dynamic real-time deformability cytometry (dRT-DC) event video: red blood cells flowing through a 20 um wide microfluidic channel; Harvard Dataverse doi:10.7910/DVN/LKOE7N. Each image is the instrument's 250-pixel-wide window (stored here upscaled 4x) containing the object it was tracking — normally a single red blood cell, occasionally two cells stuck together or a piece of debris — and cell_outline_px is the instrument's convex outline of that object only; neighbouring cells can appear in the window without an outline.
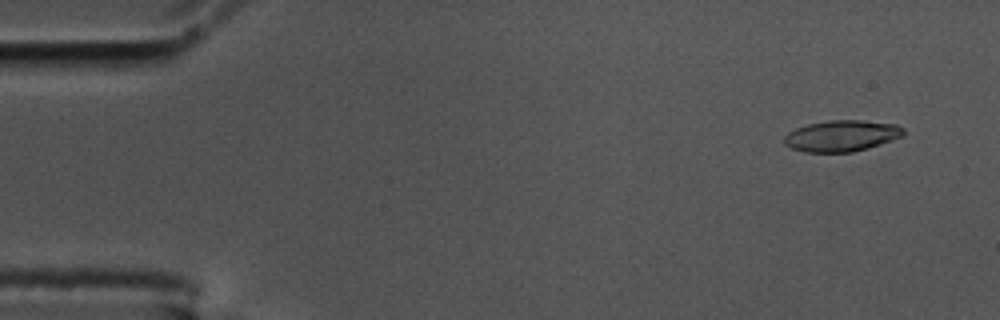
{"species": "common noctule bat (a hibernating species)", "species_latin": "Nyctalus noctula", "temperature_condition": "cold", "stored_images_in_passage": 58, "camera_frame_rate_fps": 3000, "um_per_image_px": 0.085, "animal": {"sex": "male", "body_mass_g": 17.5, "forearm_length_mm": 52.3}, "frame": {"image": 1, "passage_image": 4, "time_ms": 1.0, "image_size_px": [1000, 320], "cell_outline_px": [[904, 136], [868, 148], [852, 152], [804, 152], [792, 148], [784, 144], [784, 136], [788, 132], [796, 128], [808, 124], [828, 120], [860, 120], [896, 124], [904, 128]], "centroid_in_image_um": [71.54, 11.54], "position_along_channel_um": 13.5, "area_um2": 21.73}}
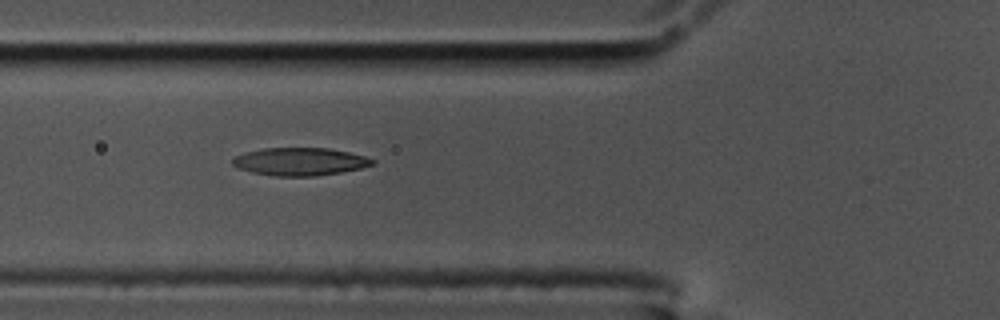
{"frame": {"image": 2, "passage_image": 21, "time_ms": 6.667, "image_size_px": [1000, 320], "cell_outline_px": [[376, 160], [372, 164], [360, 168], [340, 172], [316, 176], [272, 176], [252, 172], [236, 168], [232, 164], [232, 160], [236, 156], [244, 152], [264, 148], [328, 148], [348, 152], [364, 156]], "centroid_in_image_um": [25.45, 13.74], "position_along_channel_um": 100.4, "area_um2": 22.6}}
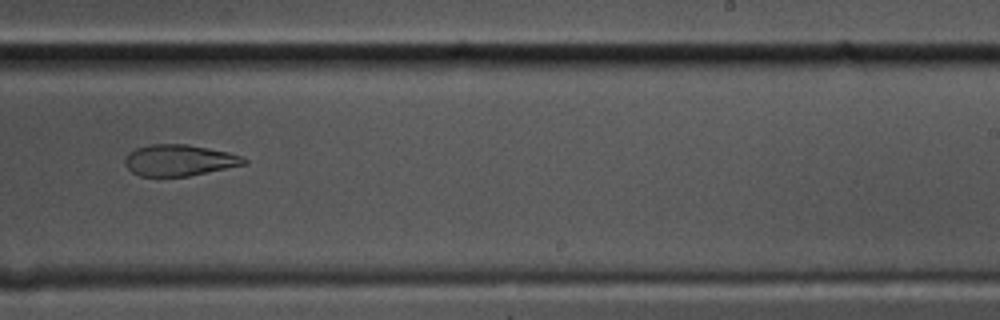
{"frame": {"image": 3, "passage_image": 36, "time_ms": 11.667, "image_size_px": [1000, 320], "cell_outline_px": [[248, 160], [244, 164], [188, 176], [140, 176], [132, 172], [124, 164], [124, 160], [128, 152], [136, 148], [148, 144], [188, 144], [228, 152], [244, 156]], "centroid_in_image_um": [15.2, 13.61], "position_along_channel_um": 273.8, "area_um2": 21.68}, "authors_computed_cell_mechanics": {"area_um2": 22.7443, "velocity_mm_per_s": 3.4715, "shape_relaxation_time_tau1_ms": null, "shape_relaxation_time_tau2_ms": 7.2059, "deformation_change_tau1": null, "deformation_change_tau2": 0.1473}}